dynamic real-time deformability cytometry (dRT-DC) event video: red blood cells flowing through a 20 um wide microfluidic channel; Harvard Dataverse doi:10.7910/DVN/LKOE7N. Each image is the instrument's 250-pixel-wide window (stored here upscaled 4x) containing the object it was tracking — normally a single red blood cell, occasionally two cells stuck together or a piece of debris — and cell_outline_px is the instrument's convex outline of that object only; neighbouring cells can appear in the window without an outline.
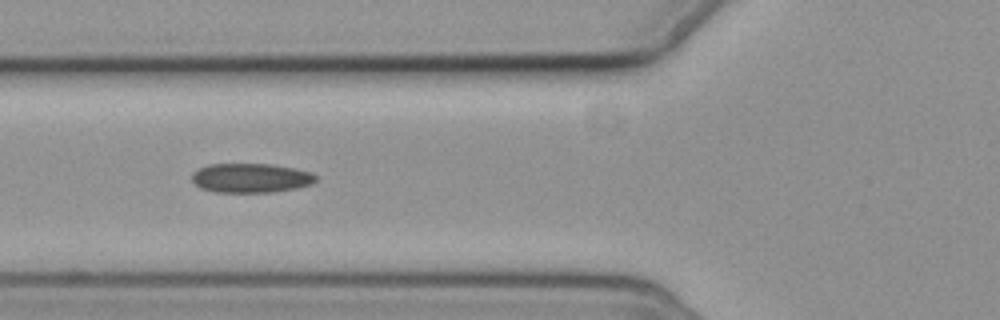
{"species": "common noctule bat (a hibernating species)", "species_latin": "Nyctalus noctula", "temperature_condition": "cold", "stored_images_in_passage": 5, "camera_frame_rate_fps": 3000, "um_per_image_px": 0.085, "animal": {"sex": "female", "body_mass_g": 19.3, "forearm_length_mm": 54.1}, "frame": {"image": 1, "passage_image": 2, "time_ms": 1.333, "image_size_px": [1000, 320], "cell_outline_px": [[316, 180], [312, 184], [296, 188], [272, 192], [216, 192], [200, 188], [192, 180], [192, 172], [208, 164], [272, 164], [312, 172], [316, 176]], "centroid_in_image_um": [21.31, 15.13], "position_along_channel_um": 104.5, "area_um2": 21.15}}
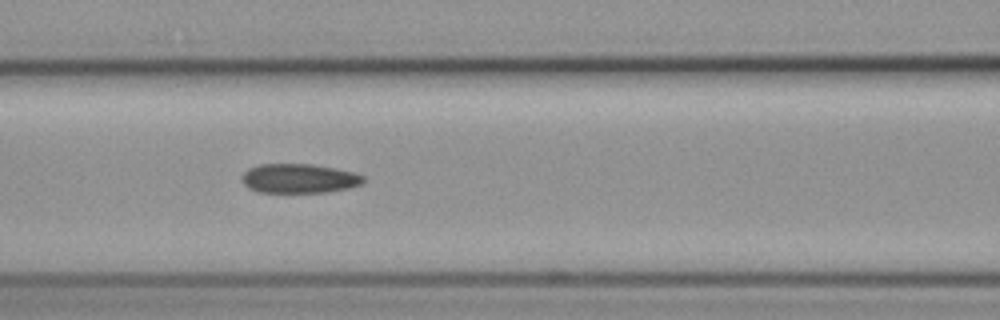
{"frame": {"image": 2, "passage_image": 3, "time_ms": 2.333, "image_size_px": [1000, 320], "cell_outline_px": [[364, 180], [360, 184], [348, 188], [328, 192], [256, 192], [248, 188], [244, 184], [240, 176], [248, 168], [260, 164], [312, 164], [336, 168], [356, 172], [364, 176]], "centroid_in_image_um": [25.4, 15.16], "position_along_channel_um": 141.2, "area_um2": 20.92}}
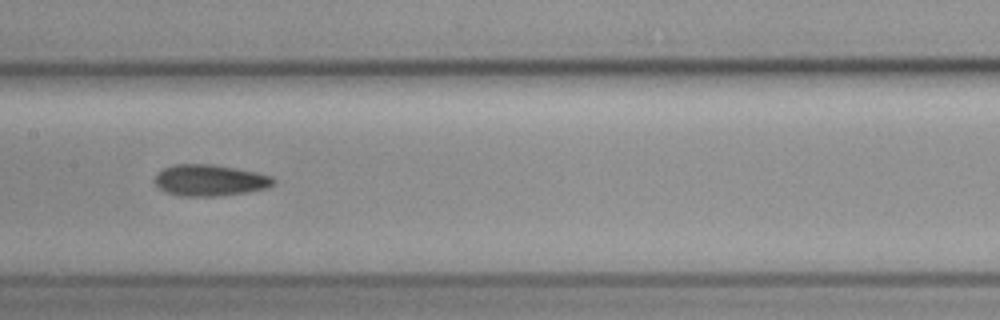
{"frame": {"image": 3, "passage_image": 4, "time_ms": 3.667, "image_size_px": [1000, 320], "cell_outline_px": [[276, 180], [268, 188], [248, 192], [220, 196], [180, 196], [164, 192], [152, 180], [156, 172], [172, 164], [216, 164], [256, 172], [272, 176]], "centroid_in_image_um": [17.8, 15.32], "position_along_channel_um": 189.6, "area_um2": 22.08}}